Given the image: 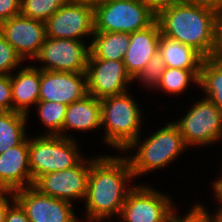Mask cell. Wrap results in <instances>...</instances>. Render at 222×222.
<instances>
[{"label":"cell","instance_id":"cell-1","mask_svg":"<svg viewBox=\"0 0 222 222\" xmlns=\"http://www.w3.org/2000/svg\"><path fill=\"white\" fill-rule=\"evenodd\" d=\"M133 178V171L125 156L105 155L90 159L85 198L87 220L99 222L114 214L120 216L126 197L134 188L126 184Z\"/></svg>","mask_w":222,"mask_h":222},{"label":"cell","instance_id":"cell-2","mask_svg":"<svg viewBox=\"0 0 222 222\" xmlns=\"http://www.w3.org/2000/svg\"><path fill=\"white\" fill-rule=\"evenodd\" d=\"M218 12L198 4L179 1L156 14L161 34L192 47L205 59L212 56Z\"/></svg>","mask_w":222,"mask_h":222},{"label":"cell","instance_id":"cell-3","mask_svg":"<svg viewBox=\"0 0 222 222\" xmlns=\"http://www.w3.org/2000/svg\"><path fill=\"white\" fill-rule=\"evenodd\" d=\"M101 125L105 127L104 141L123 152L140 138L142 112L132 96L121 95L100 99Z\"/></svg>","mask_w":222,"mask_h":222},{"label":"cell","instance_id":"cell-4","mask_svg":"<svg viewBox=\"0 0 222 222\" xmlns=\"http://www.w3.org/2000/svg\"><path fill=\"white\" fill-rule=\"evenodd\" d=\"M140 139H136L125 151L138 147L134 156H127L134 178L142 176L146 172L160 169L170 164L179 154L185 151L187 146L183 137L174 124L168 122L166 125L157 130L152 136L139 143ZM140 144V146H138Z\"/></svg>","mask_w":222,"mask_h":222},{"label":"cell","instance_id":"cell-5","mask_svg":"<svg viewBox=\"0 0 222 222\" xmlns=\"http://www.w3.org/2000/svg\"><path fill=\"white\" fill-rule=\"evenodd\" d=\"M76 141L60 135L44 133L28 139L32 186L44 174L62 171L77 166L84 158L80 156Z\"/></svg>","mask_w":222,"mask_h":222},{"label":"cell","instance_id":"cell-6","mask_svg":"<svg viewBox=\"0 0 222 222\" xmlns=\"http://www.w3.org/2000/svg\"><path fill=\"white\" fill-rule=\"evenodd\" d=\"M95 31L133 33L147 28L156 14L139 0H101L93 3Z\"/></svg>","mask_w":222,"mask_h":222},{"label":"cell","instance_id":"cell-7","mask_svg":"<svg viewBox=\"0 0 222 222\" xmlns=\"http://www.w3.org/2000/svg\"><path fill=\"white\" fill-rule=\"evenodd\" d=\"M192 109L174 124L186 146L210 145L222 138V112L209 99L194 103Z\"/></svg>","mask_w":222,"mask_h":222},{"label":"cell","instance_id":"cell-8","mask_svg":"<svg viewBox=\"0 0 222 222\" xmlns=\"http://www.w3.org/2000/svg\"><path fill=\"white\" fill-rule=\"evenodd\" d=\"M169 196L147 186H135L128 193L122 206V222H171L175 207Z\"/></svg>","mask_w":222,"mask_h":222},{"label":"cell","instance_id":"cell-9","mask_svg":"<svg viewBox=\"0 0 222 222\" xmlns=\"http://www.w3.org/2000/svg\"><path fill=\"white\" fill-rule=\"evenodd\" d=\"M47 37L82 40L95 32L94 6L91 2L68 0L45 21Z\"/></svg>","mask_w":222,"mask_h":222},{"label":"cell","instance_id":"cell-10","mask_svg":"<svg viewBox=\"0 0 222 222\" xmlns=\"http://www.w3.org/2000/svg\"><path fill=\"white\" fill-rule=\"evenodd\" d=\"M89 54V46L82 40L47 37L34 60L45 64L41 70L82 73L86 72Z\"/></svg>","mask_w":222,"mask_h":222},{"label":"cell","instance_id":"cell-11","mask_svg":"<svg viewBox=\"0 0 222 222\" xmlns=\"http://www.w3.org/2000/svg\"><path fill=\"white\" fill-rule=\"evenodd\" d=\"M90 159H83L77 166L44 174L33 184L41 194L72 202L87 196Z\"/></svg>","mask_w":222,"mask_h":222},{"label":"cell","instance_id":"cell-12","mask_svg":"<svg viewBox=\"0 0 222 222\" xmlns=\"http://www.w3.org/2000/svg\"><path fill=\"white\" fill-rule=\"evenodd\" d=\"M86 76L87 93L98 99L124 94L134 81L123 60L88 59Z\"/></svg>","mask_w":222,"mask_h":222},{"label":"cell","instance_id":"cell-13","mask_svg":"<svg viewBox=\"0 0 222 222\" xmlns=\"http://www.w3.org/2000/svg\"><path fill=\"white\" fill-rule=\"evenodd\" d=\"M14 193L30 222H78L68 201L43 195L33 186Z\"/></svg>","mask_w":222,"mask_h":222},{"label":"cell","instance_id":"cell-14","mask_svg":"<svg viewBox=\"0 0 222 222\" xmlns=\"http://www.w3.org/2000/svg\"><path fill=\"white\" fill-rule=\"evenodd\" d=\"M0 33L23 61L34 59L47 38L44 21L18 15L0 24Z\"/></svg>","mask_w":222,"mask_h":222},{"label":"cell","instance_id":"cell-15","mask_svg":"<svg viewBox=\"0 0 222 222\" xmlns=\"http://www.w3.org/2000/svg\"><path fill=\"white\" fill-rule=\"evenodd\" d=\"M86 95H88L86 72L41 70L39 101L69 105Z\"/></svg>","mask_w":222,"mask_h":222},{"label":"cell","instance_id":"cell-16","mask_svg":"<svg viewBox=\"0 0 222 222\" xmlns=\"http://www.w3.org/2000/svg\"><path fill=\"white\" fill-rule=\"evenodd\" d=\"M32 186L27 137L0 154V189L19 190Z\"/></svg>","mask_w":222,"mask_h":222},{"label":"cell","instance_id":"cell-17","mask_svg":"<svg viewBox=\"0 0 222 222\" xmlns=\"http://www.w3.org/2000/svg\"><path fill=\"white\" fill-rule=\"evenodd\" d=\"M161 29L157 20L145 29L130 33L123 62L132 79L138 75L158 51Z\"/></svg>","mask_w":222,"mask_h":222},{"label":"cell","instance_id":"cell-18","mask_svg":"<svg viewBox=\"0 0 222 222\" xmlns=\"http://www.w3.org/2000/svg\"><path fill=\"white\" fill-rule=\"evenodd\" d=\"M16 75H10L13 111L28 115L29 106L39 101L41 69L24 66Z\"/></svg>","mask_w":222,"mask_h":222},{"label":"cell","instance_id":"cell-19","mask_svg":"<svg viewBox=\"0 0 222 222\" xmlns=\"http://www.w3.org/2000/svg\"><path fill=\"white\" fill-rule=\"evenodd\" d=\"M100 126H102L100 99L88 94L83 99L67 106L62 137L69 138L67 134H64L69 129L91 131Z\"/></svg>","mask_w":222,"mask_h":222},{"label":"cell","instance_id":"cell-20","mask_svg":"<svg viewBox=\"0 0 222 222\" xmlns=\"http://www.w3.org/2000/svg\"><path fill=\"white\" fill-rule=\"evenodd\" d=\"M158 51L166 67L201 70L204 57L190 46L161 34Z\"/></svg>","mask_w":222,"mask_h":222},{"label":"cell","instance_id":"cell-21","mask_svg":"<svg viewBox=\"0 0 222 222\" xmlns=\"http://www.w3.org/2000/svg\"><path fill=\"white\" fill-rule=\"evenodd\" d=\"M92 37L88 59H124L129 46L130 33L95 31Z\"/></svg>","mask_w":222,"mask_h":222},{"label":"cell","instance_id":"cell-22","mask_svg":"<svg viewBox=\"0 0 222 222\" xmlns=\"http://www.w3.org/2000/svg\"><path fill=\"white\" fill-rule=\"evenodd\" d=\"M28 117L16 111H0V154L19 145L27 137Z\"/></svg>","mask_w":222,"mask_h":222},{"label":"cell","instance_id":"cell-23","mask_svg":"<svg viewBox=\"0 0 222 222\" xmlns=\"http://www.w3.org/2000/svg\"><path fill=\"white\" fill-rule=\"evenodd\" d=\"M199 87L203 88L205 98L211 100L222 112V62L211 57L204 59Z\"/></svg>","mask_w":222,"mask_h":222},{"label":"cell","instance_id":"cell-24","mask_svg":"<svg viewBox=\"0 0 222 222\" xmlns=\"http://www.w3.org/2000/svg\"><path fill=\"white\" fill-rule=\"evenodd\" d=\"M200 71L166 67L157 88L171 95L182 93L192 81L199 85Z\"/></svg>","mask_w":222,"mask_h":222},{"label":"cell","instance_id":"cell-25","mask_svg":"<svg viewBox=\"0 0 222 222\" xmlns=\"http://www.w3.org/2000/svg\"><path fill=\"white\" fill-rule=\"evenodd\" d=\"M37 114L43 125L49 131L47 135H60L62 137V127L65 121L67 106L57 102L38 101L36 104Z\"/></svg>","mask_w":222,"mask_h":222},{"label":"cell","instance_id":"cell-26","mask_svg":"<svg viewBox=\"0 0 222 222\" xmlns=\"http://www.w3.org/2000/svg\"><path fill=\"white\" fill-rule=\"evenodd\" d=\"M68 0H21L20 15L46 21Z\"/></svg>","mask_w":222,"mask_h":222},{"label":"cell","instance_id":"cell-27","mask_svg":"<svg viewBox=\"0 0 222 222\" xmlns=\"http://www.w3.org/2000/svg\"><path fill=\"white\" fill-rule=\"evenodd\" d=\"M165 63L163 61V57L157 51L152 58L148 61V64L142 68L141 72L136 75V77L133 80H139L145 84L148 88H155L157 89L161 76L163 72L165 71Z\"/></svg>","mask_w":222,"mask_h":222},{"label":"cell","instance_id":"cell-28","mask_svg":"<svg viewBox=\"0 0 222 222\" xmlns=\"http://www.w3.org/2000/svg\"><path fill=\"white\" fill-rule=\"evenodd\" d=\"M22 62V58L0 33V75H11V71L17 68Z\"/></svg>","mask_w":222,"mask_h":222},{"label":"cell","instance_id":"cell-29","mask_svg":"<svg viewBox=\"0 0 222 222\" xmlns=\"http://www.w3.org/2000/svg\"><path fill=\"white\" fill-rule=\"evenodd\" d=\"M0 111H13L10 75H0Z\"/></svg>","mask_w":222,"mask_h":222},{"label":"cell","instance_id":"cell-30","mask_svg":"<svg viewBox=\"0 0 222 222\" xmlns=\"http://www.w3.org/2000/svg\"><path fill=\"white\" fill-rule=\"evenodd\" d=\"M21 0H0V24L20 15Z\"/></svg>","mask_w":222,"mask_h":222},{"label":"cell","instance_id":"cell-31","mask_svg":"<svg viewBox=\"0 0 222 222\" xmlns=\"http://www.w3.org/2000/svg\"><path fill=\"white\" fill-rule=\"evenodd\" d=\"M212 59L222 62V13H219L215 24V45Z\"/></svg>","mask_w":222,"mask_h":222},{"label":"cell","instance_id":"cell-32","mask_svg":"<svg viewBox=\"0 0 222 222\" xmlns=\"http://www.w3.org/2000/svg\"><path fill=\"white\" fill-rule=\"evenodd\" d=\"M5 222H30V220L27 218L25 210L15 201L8 208Z\"/></svg>","mask_w":222,"mask_h":222},{"label":"cell","instance_id":"cell-33","mask_svg":"<svg viewBox=\"0 0 222 222\" xmlns=\"http://www.w3.org/2000/svg\"><path fill=\"white\" fill-rule=\"evenodd\" d=\"M9 201L11 203L16 201L14 191L8 189H0V222H5L6 213L8 211V208L11 206V203Z\"/></svg>","mask_w":222,"mask_h":222},{"label":"cell","instance_id":"cell-34","mask_svg":"<svg viewBox=\"0 0 222 222\" xmlns=\"http://www.w3.org/2000/svg\"><path fill=\"white\" fill-rule=\"evenodd\" d=\"M139 1L147 5L155 14H157L161 9L166 8L171 4L179 2L181 0H139Z\"/></svg>","mask_w":222,"mask_h":222},{"label":"cell","instance_id":"cell-35","mask_svg":"<svg viewBox=\"0 0 222 222\" xmlns=\"http://www.w3.org/2000/svg\"><path fill=\"white\" fill-rule=\"evenodd\" d=\"M189 3L198 4L216 10L222 13V0H183Z\"/></svg>","mask_w":222,"mask_h":222},{"label":"cell","instance_id":"cell-36","mask_svg":"<svg viewBox=\"0 0 222 222\" xmlns=\"http://www.w3.org/2000/svg\"><path fill=\"white\" fill-rule=\"evenodd\" d=\"M195 222H214L197 204H195Z\"/></svg>","mask_w":222,"mask_h":222},{"label":"cell","instance_id":"cell-37","mask_svg":"<svg viewBox=\"0 0 222 222\" xmlns=\"http://www.w3.org/2000/svg\"><path fill=\"white\" fill-rule=\"evenodd\" d=\"M171 222H195V206H192V209L184 215V218L176 215Z\"/></svg>","mask_w":222,"mask_h":222},{"label":"cell","instance_id":"cell-38","mask_svg":"<svg viewBox=\"0 0 222 222\" xmlns=\"http://www.w3.org/2000/svg\"><path fill=\"white\" fill-rule=\"evenodd\" d=\"M213 184L217 200L220 202V207H222V176L219 177V179H217L216 181H214Z\"/></svg>","mask_w":222,"mask_h":222},{"label":"cell","instance_id":"cell-39","mask_svg":"<svg viewBox=\"0 0 222 222\" xmlns=\"http://www.w3.org/2000/svg\"><path fill=\"white\" fill-rule=\"evenodd\" d=\"M197 205L214 221V222H222V207L217 209V212H215L216 215L211 216V214L208 213L205 207L203 205L198 204Z\"/></svg>","mask_w":222,"mask_h":222},{"label":"cell","instance_id":"cell-40","mask_svg":"<svg viewBox=\"0 0 222 222\" xmlns=\"http://www.w3.org/2000/svg\"><path fill=\"white\" fill-rule=\"evenodd\" d=\"M76 1H85V2H91V3H95L101 0H76Z\"/></svg>","mask_w":222,"mask_h":222}]
</instances>
